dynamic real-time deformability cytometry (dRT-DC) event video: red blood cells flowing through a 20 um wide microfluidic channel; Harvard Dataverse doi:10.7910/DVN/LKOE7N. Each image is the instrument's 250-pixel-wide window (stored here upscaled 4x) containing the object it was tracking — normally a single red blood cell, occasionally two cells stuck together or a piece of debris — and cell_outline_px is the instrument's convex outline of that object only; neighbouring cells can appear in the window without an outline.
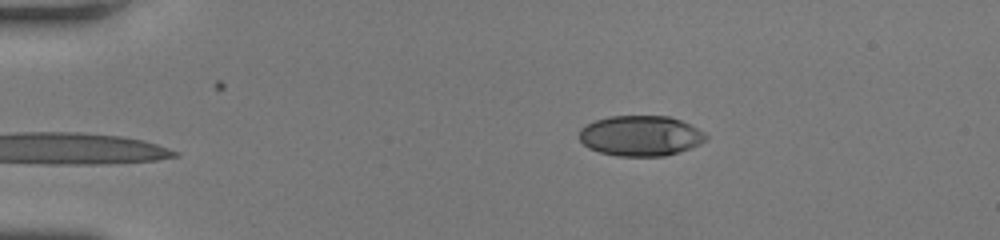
{"species": "human", "species_latin": "Homo sapiens", "temperature_condition": "room temperature", "stored_images_in_passage": 45, "camera_frame_rate_fps": 3000, "um_per_image_px": 0.085, "donor": {"sex": "female"}, "frame": {"image": 1, "passage_image": 4, "time_ms": 1.0, "image_size_px": [1000, 240], "cell_outline_px": [[708, 140], [700, 144], [664, 156], [616, 156], [600, 152], [588, 148], [580, 140], [580, 128], [596, 120], [608, 116], [668, 116], [680, 120], [704, 132], [708, 136]], "centroid_in_image_um": [54.44, 11.54], "position_along_channel_um": 30.6, "area_um2": 29.65}}
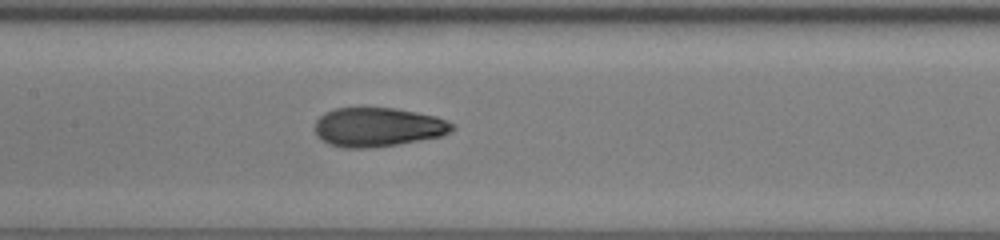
{"frame": {"image": 2, "passage_image": 20, "time_ms": 6.333, "image_size_px": [1000, 240], "cell_outline_px": [[456, 128], [452, 132], [440, 136], [396, 144], [368, 148], [344, 148], [328, 144], [316, 136], [312, 128], [316, 120], [324, 112], [336, 108], [396, 108], [436, 116], [456, 124]], "centroid_in_image_um": [32.09, 10.8], "position_along_channel_um": 175.3, "area_um2": 31.56}}
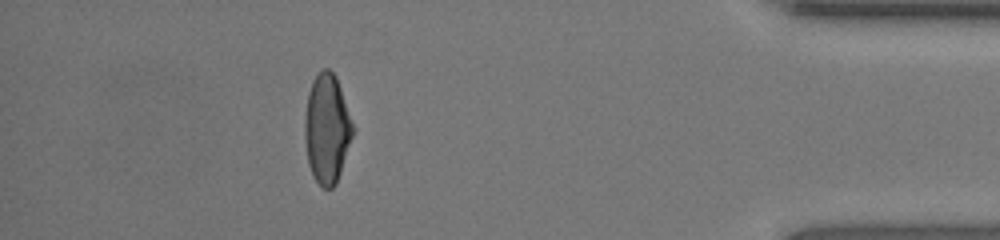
{"frame": {"image": 3, "passage_image": 40, "time_ms": 13.0, "image_size_px": [1000, 240], "cell_outline_px": [[356, 128], [336, 184], [332, 188], [324, 188], [312, 176], [308, 164], [304, 136], [304, 120], [308, 92], [312, 80], [324, 68], [328, 68], [336, 76]], "centroid_in_image_um": [27.8, 10.94], "position_along_channel_um": 407.4, "area_um2": 30.98}, "authors_computed_cell_mechanics": {"area_um2": 30.9808, "velocity_mm_per_s": 4.1404, "shape_relaxation_time_tau1_ms": 4.7015, "shape_relaxation_time_tau2_ms": 0.7927, "deformation_change_tau1": 0.2136, "deformation_change_tau2": 0.0627}}